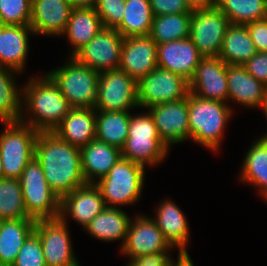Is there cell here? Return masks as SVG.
<instances>
[{
    "instance_id": "obj_4",
    "label": "cell",
    "mask_w": 267,
    "mask_h": 266,
    "mask_svg": "<svg viewBox=\"0 0 267 266\" xmlns=\"http://www.w3.org/2000/svg\"><path fill=\"white\" fill-rule=\"evenodd\" d=\"M144 179L145 166L121 157L95 185L106 207L119 208L139 201Z\"/></svg>"
},
{
    "instance_id": "obj_15",
    "label": "cell",
    "mask_w": 267,
    "mask_h": 266,
    "mask_svg": "<svg viewBox=\"0 0 267 266\" xmlns=\"http://www.w3.org/2000/svg\"><path fill=\"white\" fill-rule=\"evenodd\" d=\"M172 250L155 220L143 215H137L130 220L121 253L127 255L130 261L145 254L169 252Z\"/></svg>"
},
{
    "instance_id": "obj_48",
    "label": "cell",
    "mask_w": 267,
    "mask_h": 266,
    "mask_svg": "<svg viewBox=\"0 0 267 266\" xmlns=\"http://www.w3.org/2000/svg\"><path fill=\"white\" fill-rule=\"evenodd\" d=\"M4 178V174H3V168H2V158L0 155V179Z\"/></svg>"
},
{
    "instance_id": "obj_45",
    "label": "cell",
    "mask_w": 267,
    "mask_h": 266,
    "mask_svg": "<svg viewBox=\"0 0 267 266\" xmlns=\"http://www.w3.org/2000/svg\"><path fill=\"white\" fill-rule=\"evenodd\" d=\"M72 8H95L98 0H69Z\"/></svg>"
},
{
    "instance_id": "obj_2",
    "label": "cell",
    "mask_w": 267,
    "mask_h": 266,
    "mask_svg": "<svg viewBox=\"0 0 267 266\" xmlns=\"http://www.w3.org/2000/svg\"><path fill=\"white\" fill-rule=\"evenodd\" d=\"M22 89L24 107L22 111L31 114L27 119L26 114L22 113L20 122L33 127L38 132H53L72 109L57 84L47 73L39 78L38 75L32 77Z\"/></svg>"
},
{
    "instance_id": "obj_32",
    "label": "cell",
    "mask_w": 267,
    "mask_h": 266,
    "mask_svg": "<svg viewBox=\"0 0 267 266\" xmlns=\"http://www.w3.org/2000/svg\"><path fill=\"white\" fill-rule=\"evenodd\" d=\"M19 73L0 66V121L20 122L22 116L23 90L18 88L13 75Z\"/></svg>"
},
{
    "instance_id": "obj_27",
    "label": "cell",
    "mask_w": 267,
    "mask_h": 266,
    "mask_svg": "<svg viewBox=\"0 0 267 266\" xmlns=\"http://www.w3.org/2000/svg\"><path fill=\"white\" fill-rule=\"evenodd\" d=\"M103 28L95 8H73L63 36L73 46L71 57Z\"/></svg>"
},
{
    "instance_id": "obj_16",
    "label": "cell",
    "mask_w": 267,
    "mask_h": 266,
    "mask_svg": "<svg viewBox=\"0 0 267 266\" xmlns=\"http://www.w3.org/2000/svg\"><path fill=\"white\" fill-rule=\"evenodd\" d=\"M227 65L220 57H203L189 81L190 93L228 103Z\"/></svg>"
},
{
    "instance_id": "obj_11",
    "label": "cell",
    "mask_w": 267,
    "mask_h": 266,
    "mask_svg": "<svg viewBox=\"0 0 267 266\" xmlns=\"http://www.w3.org/2000/svg\"><path fill=\"white\" fill-rule=\"evenodd\" d=\"M139 107L137 82L121 69L99 74L95 110L130 111Z\"/></svg>"
},
{
    "instance_id": "obj_8",
    "label": "cell",
    "mask_w": 267,
    "mask_h": 266,
    "mask_svg": "<svg viewBox=\"0 0 267 266\" xmlns=\"http://www.w3.org/2000/svg\"><path fill=\"white\" fill-rule=\"evenodd\" d=\"M0 155L4 178L19 179L27 163L35 156L38 131L22 122L3 123Z\"/></svg>"
},
{
    "instance_id": "obj_28",
    "label": "cell",
    "mask_w": 267,
    "mask_h": 266,
    "mask_svg": "<svg viewBox=\"0 0 267 266\" xmlns=\"http://www.w3.org/2000/svg\"><path fill=\"white\" fill-rule=\"evenodd\" d=\"M130 217L121 208L105 207L85 227L88 234L102 241L121 240L124 244Z\"/></svg>"
},
{
    "instance_id": "obj_1",
    "label": "cell",
    "mask_w": 267,
    "mask_h": 266,
    "mask_svg": "<svg viewBox=\"0 0 267 266\" xmlns=\"http://www.w3.org/2000/svg\"><path fill=\"white\" fill-rule=\"evenodd\" d=\"M35 158L40 162L46 181L61 200L86 184L79 147L63 141L55 132H39Z\"/></svg>"
},
{
    "instance_id": "obj_5",
    "label": "cell",
    "mask_w": 267,
    "mask_h": 266,
    "mask_svg": "<svg viewBox=\"0 0 267 266\" xmlns=\"http://www.w3.org/2000/svg\"><path fill=\"white\" fill-rule=\"evenodd\" d=\"M169 148L161 140L148 111L130 116L128 137L121 148L123 158L143 166H156L164 161Z\"/></svg>"
},
{
    "instance_id": "obj_6",
    "label": "cell",
    "mask_w": 267,
    "mask_h": 266,
    "mask_svg": "<svg viewBox=\"0 0 267 266\" xmlns=\"http://www.w3.org/2000/svg\"><path fill=\"white\" fill-rule=\"evenodd\" d=\"M69 58L65 65L50 70L47 74L57 84L72 108H94L100 73L78 63L71 56Z\"/></svg>"
},
{
    "instance_id": "obj_37",
    "label": "cell",
    "mask_w": 267,
    "mask_h": 266,
    "mask_svg": "<svg viewBox=\"0 0 267 266\" xmlns=\"http://www.w3.org/2000/svg\"><path fill=\"white\" fill-rule=\"evenodd\" d=\"M32 0H0V25H30Z\"/></svg>"
},
{
    "instance_id": "obj_25",
    "label": "cell",
    "mask_w": 267,
    "mask_h": 266,
    "mask_svg": "<svg viewBox=\"0 0 267 266\" xmlns=\"http://www.w3.org/2000/svg\"><path fill=\"white\" fill-rule=\"evenodd\" d=\"M155 211L156 217L153 219L166 241L172 248L177 247L179 253H188L186 245L189 242L190 233L184 213L172 200L168 199L160 203Z\"/></svg>"
},
{
    "instance_id": "obj_33",
    "label": "cell",
    "mask_w": 267,
    "mask_h": 266,
    "mask_svg": "<svg viewBox=\"0 0 267 266\" xmlns=\"http://www.w3.org/2000/svg\"><path fill=\"white\" fill-rule=\"evenodd\" d=\"M124 16L115 28L124 38L149 35L153 15L150 0H125Z\"/></svg>"
},
{
    "instance_id": "obj_34",
    "label": "cell",
    "mask_w": 267,
    "mask_h": 266,
    "mask_svg": "<svg viewBox=\"0 0 267 266\" xmlns=\"http://www.w3.org/2000/svg\"><path fill=\"white\" fill-rule=\"evenodd\" d=\"M191 13L155 16L149 36L156 44L190 37Z\"/></svg>"
},
{
    "instance_id": "obj_43",
    "label": "cell",
    "mask_w": 267,
    "mask_h": 266,
    "mask_svg": "<svg viewBox=\"0 0 267 266\" xmlns=\"http://www.w3.org/2000/svg\"><path fill=\"white\" fill-rule=\"evenodd\" d=\"M128 266H174V261L169 252H156L136 258Z\"/></svg>"
},
{
    "instance_id": "obj_31",
    "label": "cell",
    "mask_w": 267,
    "mask_h": 266,
    "mask_svg": "<svg viewBox=\"0 0 267 266\" xmlns=\"http://www.w3.org/2000/svg\"><path fill=\"white\" fill-rule=\"evenodd\" d=\"M130 111L96 110V139L122 148L128 137Z\"/></svg>"
},
{
    "instance_id": "obj_47",
    "label": "cell",
    "mask_w": 267,
    "mask_h": 266,
    "mask_svg": "<svg viewBox=\"0 0 267 266\" xmlns=\"http://www.w3.org/2000/svg\"><path fill=\"white\" fill-rule=\"evenodd\" d=\"M262 110L264 111V114H265V116L267 118V88H266V91H265V97H264V103H263ZM263 135H267V133L263 134Z\"/></svg>"
},
{
    "instance_id": "obj_44",
    "label": "cell",
    "mask_w": 267,
    "mask_h": 266,
    "mask_svg": "<svg viewBox=\"0 0 267 266\" xmlns=\"http://www.w3.org/2000/svg\"><path fill=\"white\" fill-rule=\"evenodd\" d=\"M191 11L216 7L217 0H185Z\"/></svg>"
},
{
    "instance_id": "obj_38",
    "label": "cell",
    "mask_w": 267,
    "mask_h": 266,
    "mask_svg": "<svg viewBox=\"0 0 267 266\" xmlns=\"http://www.w3.org/2000/svg\"><path fill=\"white\" fill-rule=\"evenodd\" d=\"M12 266H47L41 240L35 231L26 239Z\"/></svg>"
},
{
    "instance_id": "obj_21",
    "label": "cell",
    "mask_w": 267,
    "mask_h": 266,
    "mask_svg": "<svg viewBox=\"0 0 267 266\" xmlns=\"http://www.w3.org/2000/svg\"><path fill=\"white\" fill-rule=\"evenodd\" d=\"M33 34L30 25H0V66L23 72Z\"/></svg>"
},
{
    "instance_id": "obj_30",
    "label": "cell",
    "mask_w": 267,
    "mask_h": 266,
    "mask_svg": "<svg viewBox=\"0 0 267 266\" xmlns=\"http://www.w3.org/2000/svg\"><path fill=\"white\" fill-rule=\"evenodd\" d=\"M240 171V181L258 187L267 200V135H263L248 149Z\"/></svg>"
},
{
    "instance_id": "obj_23",
    "label": "cell",
    "mask_w": 267,
    "mask_h": 266,
    "mask_svg": "<svg viewBox=\"0 0 267 266\" xmlns=\"http://www.w3.org/2000/svg\"><path fill=\"white\" fill-rule=\"evenodd\" d=\"M82 171L86 183H96L108 174L110 168L122 157L121 149L93 139L80 148ZM98 178V179H97Z\"/></svg>"
},
{
    "instance_id": "obj_29",
    "label": "cell",
    "mask_w": 267,
    "mask_h": 266,
    "mask_svg": "<svg viewBox=\"0 0 267 266\" xmlns=\"http://www.w3.org/2000/svg\"><path fill=\"white\" fill-rule=\"evenodd\" d=\"M257 52L247 26L230 23L218 57L228 65L243 66Z\"/></svg>"
},
{
    "instance_id": "obj_13",
    "label": "cell",
    "mask_w": 267,
    "mask_h": 266,
    "mask_svg": "<svg viewBox=\"0 0 267 266\" xmlns=\"http://www.w3.org/2000/svg\"><path fill=\"white\" fill-rule=\"evenodd\" d=\"M34 231L38 234L47 266H80L74 255L67 221L38 219Z\"/></svg>"
},
{
    "instance_id": "obj_18",
    "label": "cell",
    "mask_w": 267,
    "mask_h": 266,
    "mask_svg": "<svg viewBox=\"0 0 267 266\" xmlns=\"http://www.w3.org/2000/svg\"><path fill=\"white\" fill-rule=\"evenodd\" d=\"M203 56L190 38L157 44L158 67L190 81Z\"/></svg>"
},
{
    "instance_id": "obj_17",
    "label": "cell",
    "mask_w": 267,
    "mask_h": 266,
    "mask_svg": "<svg viewBox=\"0 0 267 266\" xmlns=\"http://www.w3.org/2000/svg\"><path fill=\"white\" fill-rule=\"evenodd\" d=\"M157 66V44L149 35L124 38L119 69L138 82Z\"/></svg>"
},
{
    "instance_id": "obj_24",
    "label": "cell",
    "mask_w": 267,
    "mask_h": 266,
    "mask_svg": "<svg viewBox=\"0 0 267 266\" xmlns=\"http://www.w3.org/2000/svg\"><path fill=\"white\" fill-rule=\"evenodd\" d=\"M53 132L70 145H87L96 137L95 108H72Z\"/></svg>"
},
{
    "instance_id": "obj_7",
    "label": "cell",
    "mask_w": 267,
    "mask_h": 266,
    "mask_svg": "<svg viewBox=\"0 0 267 266\" xmlns=\"http://www.w3.org/2000/svg\"><path fill=\"white\" fill-rule=\"evenodd\" d=\"M28 215L35 219H56L61 200L48 185L40 162L35 156L27 163L19 178Z\"/></svg>"
},
{
    "instance_id": "obj_9",
    "label": "cell",
    "mask_w": 267,
    "mask_h": 266,
    "mask_svg": "<svg viewBox=\"0 0 267 266\" xmlns=\"http://www.w3.org/2000/svg\"><path fill=\"white\" fill-rule=\"evenodd\" d=\"M189 93L188 80L158 66L137 82V101L140 108L183 100Z\"/></svg>"
},
{
    "instance_id": "obj_22",
    "label": "cell",
    "mask_w": 267,
    "mask_h": 266,
    "mask_svg": "<svg viewBox=\"0 0 267 266\" xmlns=\"http://www.w3.org/2000/svg\"><path fill=\"white\" fill-rule=\"evenodd\" d=\"M228 101L251 108L263 107L267 86L241 65H227Z\"/></svg>"
},
{
    "instance_id": "obj_42",
    "label": "cell",
    "mask_w": 267,
    "mask_h": 266,
    "mask_svg": "<svg viewBox=\"0 0 267 266\" xmlns=\"http://www.w3.org/2000/svg\"><path fill=\"white\" fill-rule=\"evenodd\" d=\"M257 51L267 53V18L245 24Z\"/></svg>"
},
{
    "instance_id": "obj_19",
    "label": "cell",
    "mask_w": 267,
    "mask_h": 266,
    "mask_svg": "<svg viewBox=\"0 0 267 266\" xmlns=\"http://www.w3.org/2000/svg\"><path fill=\"white\" fill-rule=\"evenodd\" d=\"M105 207L98 187L94 183H86L61 199L59 217L67 220L70 216L84 228Z\"/></svg>"
},
{
    "instance_id": "obj_36",
    "label": "cell",
    "mask_w": 267,
    "mask_h": 266,
    "mask_svg": "<svg viewBox=\"0 0 267 266\" xmlns=\"http://www.w3.org/2000/svg\"><path fill=\"white\" fill-rule=\"evenodd\" d=\"M22 218L31 217L24 206L19 179H0V220H17Z\"/></svg>"
},
{
    "instance_id": "obj_3",
    "label": "cell",
    "mask_w": 267,
    "mask_h": 266,
    "mask_svg": "<svg viewBox=\"0 0 267 266\" xmlns=\"http://www.w3.org/2000/svg\"><path fill=\"white\" fill-rule=\"evenodd\" d=\"M228 103L200 98L188 94L189 128L191 139L197 144L218 151L224 127L233 114Z\"/></svg>"
},
{
    "instance_id": "obj_40",
    "label": "cell",
    "mask_w": 267,
    "mask_h": 266,
    "mask_svg": "<svg viewBox=\"0 0 267 266\" xmlns=\"http://www.w3.org/2000/svg\"><path fill=\"white\" fill-rule=\"evenodd\" d=\"M153 17L174 13H192L185 0H150Z\"/></svg>"
},
{
    "instance_id": "obj_14",
    "label": "cell",
    "mask_w": 267,
    "mask_h": 266,
    "mask_svg": "<svg viewBox=\"0 0 267 266\" xmlns=\"http://www.w3.org/2000/svg\"><path fill=\"white\" fill-rule=\"evenodd\" d=\"M161 140L169 147L191 139L188 96L183 100L166 102L147 108Z\"/></svg>"
},
{
    "instance_id": "obj_20",
    "label": "cell",
    "mask_w": 267,
    "mask_h": 266,
    "mask_svg": "<svg viewBox=\"0 0 267 266\" xmlns=\"http://www.w3.org/2000/svg\"><path fill=\"white\" fill-rule=\"evenodd\" d=\"M30 27L34 35L60 36L72 11L69 0H32Z\"/></svg>"
},
{
    "instance_id": "obj_10",
    "label": "cell",
    "mask_w": 267,
    "mask_h": 266,
    "mask_svg": "<svg viewBox=\"0 0 267 266\" xmlns=\"http://www.w3.org/2000/svg\"><path fill=\"white\" fill-rule=\"evenodd\" d=\"M230 23L217 6L192 11L189 38L203 57H218Z\"/></svg>"
},
{
    "instance_id": "obj_41",
    "label": "cell",
    "mask_w": 267,
    "mask_h": 266,
    "mask_svg": "<svg viewBox=\"0 0 267 266\" xmlns=\"http://www.w3.org/2000/svg\"><path fill=\"white\" fill-rule=\"evenodd\" d=\"M243 66L248 73L267 86V53L258 51Z\"/></svg>"
},
{
    "instance_id": "obj_26",
    "label": "cell",
    "mask_w": 267,
    "mask_h": 266,
    "mask_svg": "<svg viewBox=\"0 0 267 266\" xmlns=\"http://www.w3.org/2000/svg\"><path fill=\"white\" fill-rule=\"evenodd\" d=\"M35 219L0 220V266H12L21 247L35 229Z\"/></svg>"
},
{
    "instance_id": "obj_46",
    "label": "cell",
    "mask_w": 267,
    "mask_h": 266,
    "mask_svg": "<svg viewBox=\"0 0 267 266\" xmlns=\"http://www.w3.org/2000/svg\"><path fill=\"white\" fill-rule=\"evenodd\" d=\"M174 266H194L190 259L189 253H179L177 261H174Z\"/></svg>"
},
{
    "instance_id": "obj_12",
    "label": "cell",
    "mask_w": 267,
    "mask_h": 266,
    "mask_svg": "<svg viewBox=\"0 0 267 266\" xmlns=\"http://www.w3.org/2000/svg\"><path fill=\"white\" fill-rule=\"evenodd\" d=\"M124 37L115 28H102L72 57L99 73L119 69Z\"/></svg>"
},
{
    "instance_id": "obj_35",
    "label": "cell",
    "mask_w": 267,
    "mask_h": 266,
    "mask_svg": "<svg viewBox=\"0 0 267 266\" xmlns=\"http://www.w3.org/2000/svg\"><path fill=\"white\" fill-rule=\"evenodd\" d=\"M216 6L233 24H247L267 18V0H217Z\"/></svg>"
},
{
    "instance_id": "obj_39",
    "label": "cell",
    "mask_w": 267,
    "mask_h": 266,
    "mask_svg": "<svg viewBox=\"0 0 267 266\" xmlns=\"http://www.w3.org/2000/svg\"><path fill=\"white\" fill-rule=\"evenodd\" d=\"M125 0H98L95 10L104 28H116L124 16Z\"/></svg>"
}]
</instances>
